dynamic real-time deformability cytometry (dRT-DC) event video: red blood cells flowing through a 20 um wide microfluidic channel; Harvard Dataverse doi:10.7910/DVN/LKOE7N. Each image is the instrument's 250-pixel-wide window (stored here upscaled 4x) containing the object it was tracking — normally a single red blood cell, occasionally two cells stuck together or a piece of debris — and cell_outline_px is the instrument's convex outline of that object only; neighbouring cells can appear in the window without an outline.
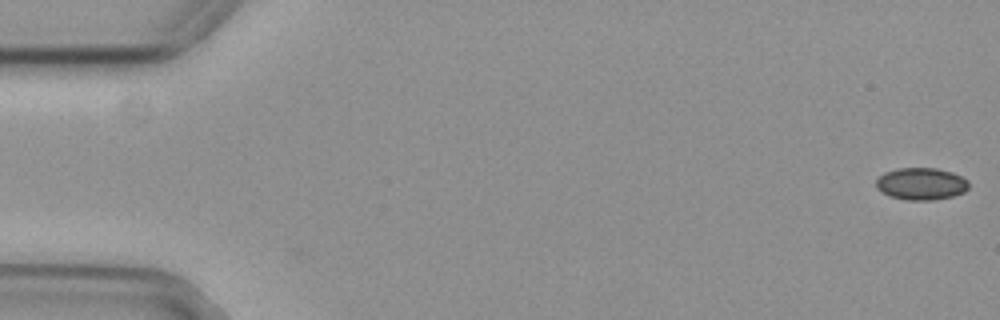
{"species": "common noctule bat (a hibernating species)", "species_latin": "Nyctalus noctula", "temperature_condition": "cold", "stored_images_in_passage": 15, "camera_frame_rate_fps": 3000, "um_per_image_px": 0.085, "animal": {"sex": "female", "body_mass_g": 29.2, "forearm_length_mm": 56.3}, "frame": {"image": 1, "passage_image": 1, "time_ms": 0.0, "image_size_px": [1000, 320], "cell_outline_px": [[968, 188], [964, 192], [952, 196], [932, 200], [908, 200], [892, 196], [876, 188], [876, 180], [884, 172], [896, 168], [936, 168], [952, 172], [968, 180]], "centroid_in_image_um": [78.31, 15.61], "position_along_channel_um": 6.7, "area_um2": 17.22}}